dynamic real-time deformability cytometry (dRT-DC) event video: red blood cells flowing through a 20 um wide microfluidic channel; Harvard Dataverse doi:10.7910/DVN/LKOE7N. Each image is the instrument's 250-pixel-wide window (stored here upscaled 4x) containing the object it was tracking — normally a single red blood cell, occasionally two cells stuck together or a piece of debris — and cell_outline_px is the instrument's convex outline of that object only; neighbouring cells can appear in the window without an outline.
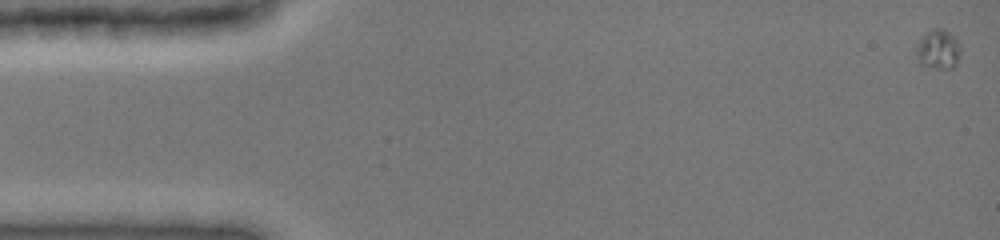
{"species": "common noctule bat (a hibernating species)", "species_latin": "Nyctalus noctula", "temperature_condition": "cold", "stored_images_in_passage": 13, "camera_frame_rate_fps": 3000, "um_per_image_px": 0.085, "animal": {"sex": "female", "body_mass_g": 19.0, "forearm_length_mm": 51.5}, "frame": {"image": 1, "passage_image": 1, "time_ms": 0.0, "image_size_px": [1000, 240], "cell_outline_px": [[960, 52], [956, 64], [952, 68], [928, 68], [920, 64], [916, 56], [916, 48], [924, 32], [932, 28], [944, 28], [960, 44]], "centroid_in_image_um": [79.72, 4.19], "position_along_channel_um": 5.3, "area_um2": 10.29}}